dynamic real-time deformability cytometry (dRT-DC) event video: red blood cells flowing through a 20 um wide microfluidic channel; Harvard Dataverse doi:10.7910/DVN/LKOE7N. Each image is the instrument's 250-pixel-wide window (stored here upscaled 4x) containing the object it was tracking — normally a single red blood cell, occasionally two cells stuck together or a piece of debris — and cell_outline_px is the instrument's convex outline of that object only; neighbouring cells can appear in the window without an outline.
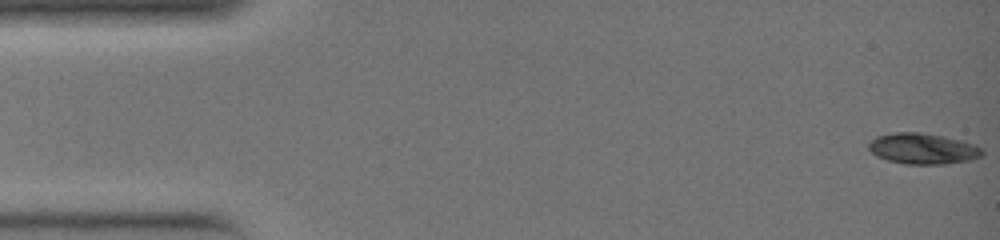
{"species": "common noctule bat (a hibernating species)", "species_latin": "Nyctalus noctula", "temperature_condition": "warm", "stored_images_in_passage": 37, "camera_frame_rate_fps": 3000, "um_per_image_px": 0.085, "animal": {"sex": "female", "body_mass_g": 19.0, "forearm_length_mm": 51.5}, "frame": {"image": 1, "passage_image": 1, "time_ms": 0.0, "image_size_px": [1000, 240], "cell_outline_px": [[984, 152], [980, 156], [968, 160], [944, 164], [904, 164], [888, 160], [876, 156], [868, 148], [868, 144], [876, 136], [896, 132], [920, 132], [944, 136], [960, 140], [984, 148]], "centroid_in_image_um": [78.43, 12.63], "position_along_channel_um": 6.6, "area_um2": 20.35}}
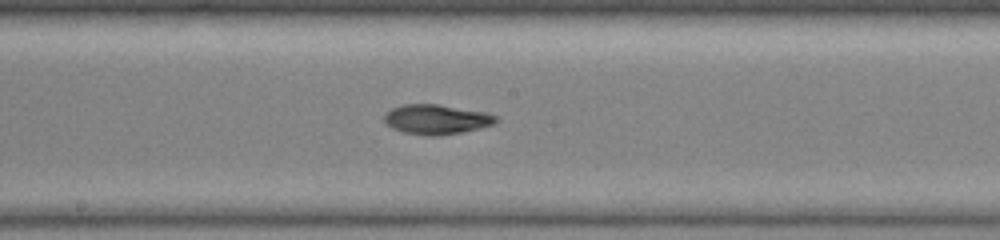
{"frame": {"image": 2, "passage_image": 20, "time_ms": 6.333, "image_size_px": [1000, 240], "cell_outline_px": [[500, 120], [496, 124], [480, 128], [440, 136], [424, 136], [404, 132], [392, 128], [384, 120], [384, 112], [400, 104], [440, 104], [488, 112], [500, 116]], "centroid_in_image_um": [37.15, 10.13], "position_along_channel_um": 211.0, "area_um2": 19.88}}
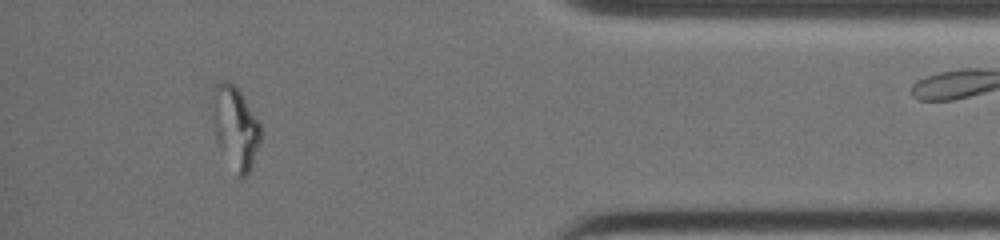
{"frame": {"image": 3, "passage_image": 33, "time_ms": 10.667, "image_size_px": [1000, 240], "cell_outline_px": [[260, 144], [248, 176], [240, 180], [216, 140], [212, 112], [212, 92], [216, 84], [220, 80], [228, 80], [240, 92], [260, 124]], "centroid_in_image_um": [20.0, 10.84], "position_along_channel_um": 415.2, "area_um2": 22.95}}